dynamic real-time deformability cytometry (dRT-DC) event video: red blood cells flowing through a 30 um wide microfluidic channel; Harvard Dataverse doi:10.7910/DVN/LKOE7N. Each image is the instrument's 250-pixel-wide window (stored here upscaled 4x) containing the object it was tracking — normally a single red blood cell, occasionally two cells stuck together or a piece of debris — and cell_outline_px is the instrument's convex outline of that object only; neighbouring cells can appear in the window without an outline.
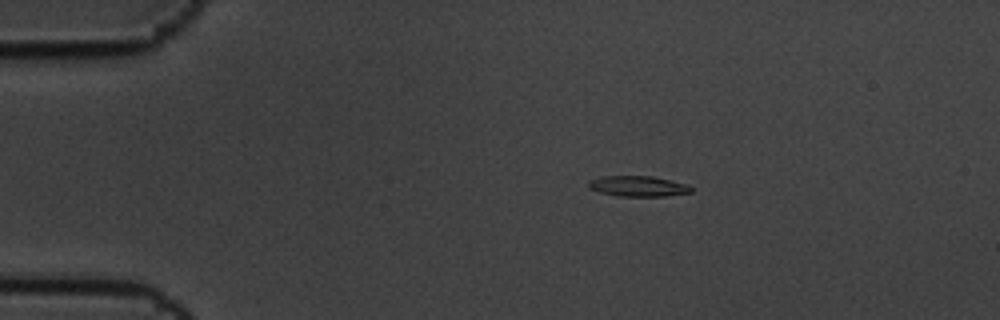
{"species": "common noctule bat (a hibernating species)", "species_latin": "Nyctalus noctula", "temperature_condition": "cold", "stored_images_in_passage": 2, "camera_frame_rate_fps": 3000, "um_per_image_px": 0.085, "animal": {"sex": "male", "body_mass_g": 19.5, "forearm_length_mm": 54.6}, "frame": {"image": 1, "passage_image": 1, "time_ms": 0.0, "image_size_px": [1000, 320], "cell_outline_px": [[692, 192], [664, 196], [616, 196], [600, 192], [588, 188], [588, 180], [604, 176], [652, 176], [688, 184], [692, 188]], "centroid_in_image_um": [54.22, 15.82], "position_along_channel_um": 30.8, "area_um2": 12.31}}